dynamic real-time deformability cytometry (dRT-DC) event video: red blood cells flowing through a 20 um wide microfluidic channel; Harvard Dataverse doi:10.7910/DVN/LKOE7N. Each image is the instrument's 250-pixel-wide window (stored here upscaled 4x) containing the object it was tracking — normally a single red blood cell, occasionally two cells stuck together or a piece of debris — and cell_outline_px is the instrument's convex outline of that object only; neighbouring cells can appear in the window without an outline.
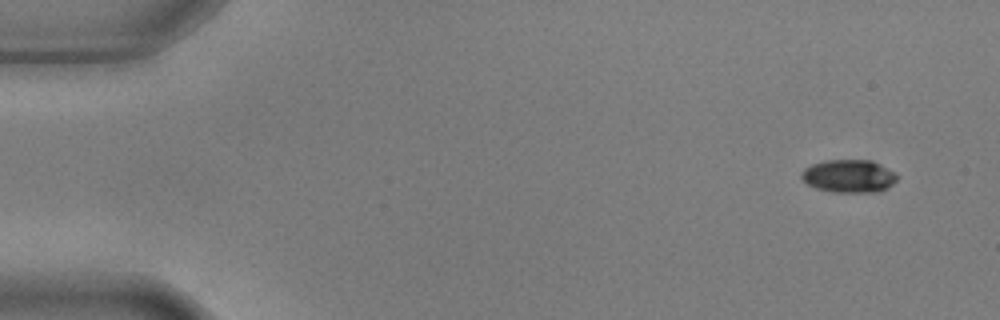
{"species": "common noctule bat (a hibernating species)", "species_latin": "Nyctalus noctula", "temperature_condition": "warm", "stored_images_in_passage": 4, "camera_frame_rate_fps": 3000, "um_per_image_px": 0.085, "animal": {"sex": "male", "body_mass_g": 17.9, "forearm_length_mm": 54.2}, "frame": {"image": 1, "passage_image": 1, "time_ms": 0.0, "image_size_px": [1000, 320], "cell_outline_px": [[896, 180], [892, 184], [880, 192], [832, 192], [816, 188], [808, 184], [800, 176], [800, 172], [804, 168], [812, 164], [824, 160], [872, 160], [880, 164], [892, 172], [896, 176]], "centroid_in_image_um": [72.11, 14.97], "position_along_channel_um": 12.9, "area_um2": 18.26}}
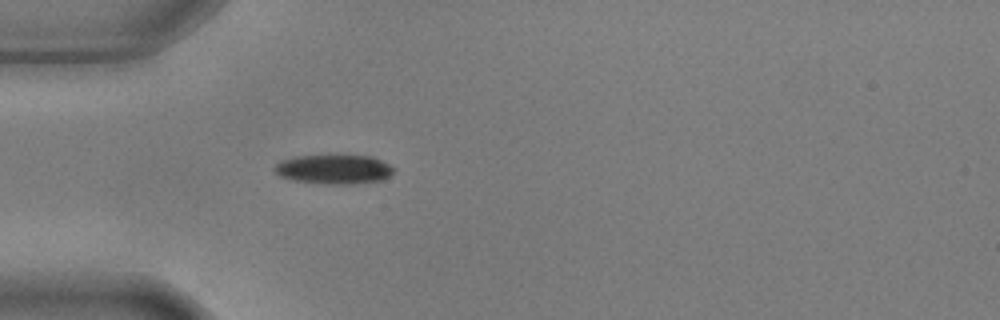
{"frame": {"image": 2, "passage_image": 4, "time_ms": 1.0, "image_size_px": [1000, 320], "cell_outline_px": [[396, 172], [384, 180], [352, 184], [328, 184], [292, 180], [280, 176], [272, 168], [280, 160], [296, 156], [328, 152], [372, 156], [396, 168]], "centroid_in_image_um": [28.4, 14.33], "position_along_channel_um": 56.6, "area_um2": 21.56}}